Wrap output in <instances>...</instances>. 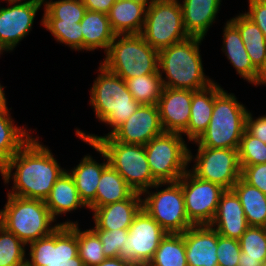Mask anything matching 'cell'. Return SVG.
<instances>
[{"label":"cell","mask_w":266,"mask_h":266,"mask_svg":"<svg viewBox=\"0 0 266 266\" xmlns=\"http://www.w3.org/2000/svg\"><path fill=\"white\" fill-rule=\"evenodd\" d=\"M105 54L100 64L123 80L158 71L159 52L141 34L116 35Z\"/></svg>","instance_id":"7"},{"label":"cell","mask_w":266,"mask_h":266,"mask_svg":"<svg viewBox=\"0 0 266 266\" xmlns=\"http://www.w3.org/2000/svg\"><path fill=\"white\" fill-rule=\"evenodd\" d=\"M163 132L157 105L141 104L109 137L126 144L145 145Z\"/></svg>","instance_id":"16"},{"label":"cell","mask_w":266,"mask_h":266,"mask_svg":"<svg viewBox=\"0 0 266 266\" xmlns=\"http://www.w3.org/2000/svg\"><path fill=\"white\" fill-rule=\"evenodd\" d=\"M135 193L110 165L102 172L95 196V208L126 200Z\"/></svg>","instance_id":"31"},{"label":"cell","mask_w":266,"mask_h":266,"mask_svg":"<svg viewBox=\"0 0 266 266\" xmlns=\"http://www.w3.org/2000/svg\"><path fill=\"white\" fill-rule=\"evenodd\" d=\"M239 242L241 254L238 266H264L266 261V227L249 226Z\"/></svg>","instance_id":"32"},{"label":"cell","mask_w":266,"mask_h":266,"mask_svg":"<svg viewBox=\"0 0 266 266\" xmlns=\"http://www.w3.org/2000/svg\"><path fill=\"white\" fill-rule=\"evenodd\" d=\"M0 225L28 245L52 234L61 222L52 217L45 201L7 194V202L0 210Z\"/></svg>","instance_id":"5"},{"label":"cell","mask_w":266,"mask_h":266,"mask_svg":"<svg viewBox=\"0 0 266 266\" xmlns=\"http://www.w3.org/2000/svg\"><path fill=\"white\" fill-rule=\"evenodd\" d=\"M99 73L90 88V105L96 118L111 127L104 136H109L118 126L125 122L139 107L129 92L125 80L107 70L102 64Z\"/></svg>","instance_id":"3"},{"label":"cell","mask_w":266,"mask_h":266,"mask_svg":"<svg viewBox=\"0 0 266 266\" xmlns=\"http://www.w3.org/2000/svg\"><path fill=\"white\" fill-rule=\"evenodd\" d=\"M107 15L116 35L141 34L146 7L131 0H116Z\"/></svg>","instance_id":"26"},{"label":"cell","mask_w":266,"mask_h":266,"mask_svg":"<svg viewBox=\"0 0 266 266\" xmlns=\"http://www.w3.org/2000/svg\"><path fill=\"white\" fill-rule=\"evenodd\" d=\"M30 132L15 126L8 107L0 109V168L31 139Z\"/></svg>","instance_id":"28"},{"label":"cell","mask_w":266,"mask_h":266,"mask_svg":"<svg viewBox=\"0 0 266 266\" xmlns=\"http://www.w3.org/2000/svg\"><path fill=\"white\" fill-rule=\"evenodd\" d=\"M182 185L185 210L192 225H210L222 193L221 185L199 179L187 170L178 180Z\"/></svg>","instance_id":"13"},{"label":"cell","mask_w":266,"mask_h":266,"mask_svg":"<svg viewBox=\"0 0 266 266\" xmlns=\"http://www.w3.org/2000/svg\"><path fill=\"white\" fill-rule=\"evenodd\" d=\"M81 140L91 146L96 152H99L103 157V162L98 163L89 154L85 155L79 164L69 172L74 179L81 200L88 207L89 211H93L95 209V196L98 183L103 170L109 165V162L106 154L95 143L86 141L85 139Z\"/></svg>","instance_id":"19"},{"label":"cell","mask_w":266,"mask_h":266,"mask_svg":"<svg viewBox=\"0 0 266 266\" xmlns=\"http://www.w3.org/2000/svg\"><path fill=\"white\" fill-rule=\"evenodd\" d=\"M249 110L234 93L223 90L215 99L207 129L193 143L197 147L238 149Z\"/></svg>","instance_id":"6"},{"label":"cell","mask_w":266,"mask_h":266,"mask_svg":"<svg viewBox=\"0 0 266 266\" xmlns=\"http://www.w3.org/2000/svg\"><path fill=\"white\" fill-rule=\"evenodd\" d=\"M188 266H218V232L210 225H192L183 232Z\"/></svg>","instance_id":"18"},{"label":"cell","mask_w":266,"mask_h":266,"mask_svg":"<svg viewBox=\"0 0 266 266\" xmlns=\"http://www.w3.org/2000/svg\"><path fill=\"white\" fill-rule=\"evenodd\" d=\"M246 131L266 144V114L254 119L249 111L246 117Z\"/></svg>","instance_id":"44"},{"label":"cell","mask_w":266,"mask_h":266,"mask_svg":"<svg viewBox=\"0 0 266 266\" xmlns=\"http://www.w3.org/2000/svg\"><path fill=\"white\" fill-rule=\"evenodd\" d=\"M27 246V266H84L78 255L77 223L60 225L49 236Z\"/></svg>","instance_id":"11"},{"label":"cell","mask_w":266,"mask_h":266,"mask_svg":"<svg viewBox=\"0 0 266 266\" xmlns=\"http://www.w3.org/2000/svg\"><path fill=\"white\" fill-rule=\"evenodd\" d=\"M86 10L108 14L116 0H81Z\"/></svg>","instance_id":"45"},{"label":"cell","mask_w":266,"mask_h":266,"mask_svg":"<svg viewBox=\"0 0 266 266\" xmlns=\"http://www.w3.org/2000/svg\"><path fill=\"white\" fill-rule=\"evenodd\" d=\"M15 234L0 225V266L26 265V247Z\"/></svg>","instance_id":"38"},{"label":"cell","mask_w":266,"mask_h":266,"mask_svg":"<svg viewBox=\"0 0 266 266\" xmlns=\"http://www.w3.org/2000/svg\"><path fill=\"white\" fill-rule=\"evenodd\" d=\"M163 186L165 188L159 189ZM152 188L156 191H149ZM141 195H145L142 197V208L167 233H183L192 226L186 214L182 185L179 181L156 183Z\"/></svg>","instance_id":"10"},{"label":"cell","mask_w":266,"mask_h":266,"mask_svg":"<svg viewBox=\"0 0 266 266\" xmlns=\"http://www.w3.org/2000/svg\"><path fill=\"white\" fill-rule=\"evenodd\" d=\"M40 25L44 26L57 42L65 44L72 50L83 51V35L80 23L41 19Z\"/></svg>","instance_id":"37"},{"label":"cell","mask_w":266,"mask_h":266,"mask_svg":"<svg viewBox=\"0 0 266 266\" xmlns=\"http://www.w3.org/2000/svg\"><path fill=\"white\" fill-rule=\"evenodd\" d=\"M8 52L9 50L6 48V46L0 41V55L3 54V52Z\"/></svg>","instance_id":"51"},{"label":"cell","mask_w":266,"mask_h":266,"mask_svg":"<svg viewBox=\"0 0 266 266\" xmlns=\"http://www.w3.org/2000/svg\"><path fill=\"white\" fill-rule=\"evenodd\" d=\"M41 143L38 135L36 138L33 135L0 168L4 183L8 184L11 179L13 181L12 189L7 194L45 201L56 180L66 171L51 150Z\"/></svg>","instance_id":"1"},{"label":"cell","mask_w":266,"mask_h":266,"mask_svg":"<svg viewBox=\"0 0 266 266\" xmlns=\"http://www.w3.org/2000/svg\"><path fill=\"white\" fill-rule=\"evenodd\" d=\"M125 83L134 100L140 104L157 105L164 89L159 70L154 74L125 79Z\"/></svg>","instance_id":"34"},{"label":"cell","mask_w":266,"mask_h":266,"mask_svg":"<svg viewBox=\"0 0 266 266\" xmlns=\"http://www.w3.org/2000/svg\"><path fill=\"white\" fill-rule=\"evenodd\" d=\"M223 90L216 82L204 89L192 90L190 119L186 130L182 133L187 136L188 142L196 141L207 129L213 112L214 99Z\"/></svg>","instance_id":"22"},{"label":"cell","mask_w":266,"mask_h":266,"mask_svg":"<svg viewBox=\"0 0 266 266\" xmlns=\"http://www.w3.org/2000/svg\"><path fill=\"white\" fill-rule=\"evenodd\" d=\"M74 223H77L78 255L84 266H95L100 264L106 257L99 236L92 228L82 231L78 221L73 222L72 220H67L62 222L61 225H70Z\"/></svg>","instance_id":"35"},{"label":"cell","mask_w":266,"mask_h":266,"mask_svg":"<svg viewBox=\"0 0 266 266\" xmlns=\"http://www.w3.org/2000/svg\"><path fill=\"white\" fill-rule=\"evenodd\" d=\"M241 169L244 166L266 163V144L250 135L246 130L238 148Z\"/></svg>","instance_id":"39"},{"label":"cell","mask_w":266,"mask_h":266,"mask_svg":"<svg viewBox=\"0 0 266 266\" xmlns=\"http://www.w3.org/2000/svg\"><path fill=\"white\" fill-rule=\"evenodd\" d=\"M241 178L266 194V163L244 166L241 169Z\"/></svg>","instance_id":"42"},{"label":"cell","mask_w":266,"mask_h":266,"mask_svg":"<svg viewBox=\"0 0 266 266\" xmlns=\"http://www.w3.org/2000/svg\"><path fill=\"white\" fill-rule=\"evenodd\" d=\"M224 25L221 50L225 53L234 69H236V73L248 83L254 84L258 70L253 66L246 52L238 28L230 20H227Z\"/></svg>","instance_id":"24"},{"label":"cell","mask_w":266,"mask_h":266,"mask_svg":"<svg viewBox=\"0 0 266 266\" xmlns=\"http://www.w3.org/2000/svg\"><path fill=\"white\" fill-rule=\"evenodd\" d=\"M7 107V99L5 97L4 86L0 83V109Z\"/></svg>","instance_id":"48"},{"label":"cell","mask_w":266,"mask_h":266,"mask_svg":"<svg viewBox=\"0 0 266 266\" xmlns=\"http://www.w3.org/2000/svg\"><path fill=\"white\" fill-rule=\"evenodd\" d=\"M144 40L158 52L189 38L183 25L179 0H153L146 8L141 32Z\"/></svg>","instance_id":"9"},{"label":"cell","mask_w":266,"mask_h":266,"mask_svg":"<svg viewBox=\"0 0 266 266\" xmlns=\"http://www.w3.org/2000/svg\"><path fill=\"white\" fill-rule=\"evenodd\" d=\"M167 232L142 208L128 228L120 257L133 266H147Z\"/></svg>","instance_id":"14"},{"label":"cell","mask_w":266,"mask_h":266,"mask_svg":"<svg viewBox=\"0 0 266 266\" xmlns=\"http://www.w3.org/2000/svg\"><path fill=\"white\" fill-rule=\"evenodd\" d=\"M14 1H23V2H26V0H14ZM45 1L46 0H27V2H35V3H38V4H42V5L45 4Z\"/></svg>","instance_id":"50"},{"label":"cell","mask_w":266,"mask_h":266,"mask_svg":"<svg viewBox=\"0 0 266 266\" xmlns=\"http://www.w3.org/2000/svg\"><path fill=\"white\" fill-rule=\"evenodd\" d=\"M260 86L266 85V61L264 62L263 66L259 69L257 79L253 86Z\"/></svg>","instance_id":"47"},{"label":"cell","mask_w":266,"mask_h":266,"mask_svg":"<svg viewBox=\"0 0 266 266\" xmlns=\"http://www.w3.org/2000/svg\"><path fill=\"white\" fill-rule=\"evenodd\" d=\"M66 170L55 182L51 192L45 199V204L52 217L56 220L58 216L72 212L78 208H88L81 200L73 177ZM57 217V218H56Z\"/></svg>","instance_id":"25"},{"label":"cell","mask_w":266,"mask_h":266,"mask_svg":"<svg viewBox=\"0 0 266 266\" xmlns=\"http://www.w3.org/2000/svg\"><path fill=\"white\" fill-rule=\"evenodd\" d=\"M131 1L143 4L146 8L153 2V0H131Z\"/></svg>","instance_id":"49"},{"label":"cell","mask_w":266,"mask_h":266,"mask_svg":"<svg viewBox=\"0 0 266 266\" xmlns=\"http://www.w3.org/2000/svg\"><path fill=\"white\" fill-rule=\"evenodd\" d=\"M182 134L163 132L144 145L152 176L158 183L177 182L188 170L189 148Z\"/></svg>","instance_id":"8"},{"label":"cell","mask_w":266,"mask_h":266,"mask_svg":"<svg viewBox=\"0 0 266 266\" xmlns=\"http://www.w3.org/2000/svg\"><path fill=\"white\" fill-rule=\"evenodd\" d=\"M92 229L97 233L102 242L105 257H120L122 246L127 242L128 229L99 230L95 225Z\"/></svg>","instance_id":"40"},{"label":"cell","mask_w":266,"mask_h":266,"mask_svg":"<svg viewBox=\"0 0 266 266\" xmlns=\"http://www.w3.org/2000/svg\"><path fill=\"white\" fill-rule=\"evenodd\" d=\"M192 90L164 87L157 107L164 132L182 134L191 114Z\"/></svg>","instance_id":"17"},{"label":"cell","mask_w":266,"mask_h":266,"mask_svg":"<svg viewBox=\"0 0 266 266\" xmlns=\"http://www.w3.org/2000/svg\"><path fill=\"white\" fill-rule=\"evenodd\" d=\"M141 196V193L135 192L126 200L95 208L92 211L95 226L108 231L128 229L142 209Z\"/></svg>","instance_id":"21"},{"label":"cell","mask_w":266,"mask_h":266,"mask_svg":"<svg viewBox=\"0 0 266 266\" xmlns=\"http://www.w3.org/2000/svg\"><path fill=\"white\" fill-rule=\"evenodd\" d=\"M245 212L249 226L266 227V194L241 177L232 187Z\"/></svg>","instance_id":"30"},{"label":"cell","mask_w":266,"mask_h":266,"mask_svg":"<svg viewBox=\"0 0 266 266\" xmlns=\"http://www.w3.org/2000/svg\"><path fill=\"white\" fill-rule=\"evenodd\" d=\"M210 226L220 236L237 240L249 227L239 198L232 189H226L222 193Z\"/></svg>","instance_id":"20"},{"label":"cell","mask_w":266,"mask_h":266,"mask_svg":"<svg viewBox=\"0 0 266 266\" xmlns=\"http://www.w3.org/2000/svg\"><path fill=\"white\" fill-rule=\"evenodd\" d=\"M95 266H133L129 261L121 257L105 258L100 264Z\"/></svg>","instance_id":"46"},{"label":"cell","mask_w":266,"mask_h":266,"mask_svg":"<svg viewBox=\"0 0 266 266\" xmlns=\"http://www.w3.org/2000/svg\"><path fill=\"white\" fill-rule=\"evenodd\" d=\"M248 11L244 14L262 31L266 38V0H248Z\"/></svg>","instance_id":"43"},{"label":"cell","mask_w":266,"mask_h":266,"mask_svg":"<svg viewBox=\"0 0 266 266\" xmlns=\"http://www.w3.org/2000/svg\"><path fill=\"white\" fill-rule=\"evenodd\" d=\"M202 41L189 37L159 51L158 70L164 87L197 91L215 82L203 70L199 49Z\"/></svg>","instance_id":"2"},{"label":"cell","mask_w":266,"mask_h":266,"mask_svg":"<svg viewBox=\"0 0 266 266\" xmlns=\"http://www.w3.org/2000/svg\"><path fill=\"white\" fill-rule=\"evenodd\" d=\"M83 35V50L103 49L106 53L116 34L111 28L108 15L86 10L80 22Z\"/></svg>","instance_id":"27"},{"label":"cell","mask_w":266,"mask_h":266,"mask_svg":"<svg viewBox=\"0 0 266 266\" xmlns=\"http://www.w3.org/2000/svg\"><path fill=\"white\" fill-rule=\"evenodd\" d=\"M216 254L218 256V266H238L241 254L239 240L226 238L218 234Z\"/></svg>","instance_id":"41"},{"label":"cell","mask_w":266,"mask_h":266,"mask_svg":"<svg viewBox=\"0 0 266 266\" xmlns=\"http://www.w3.org/2000/svg\"><path fill=\"white\" fill-rule=\"evenodd\" d=\"M230 21L238 28L247 54L253 66L259 71L266 61V38L258 26L244 13H239Z\"/></svg>","instance_id":"29"},{"label":"cell","mask_w":266,"mask_h":266,"mask_svg":"<svg viewBox=\"0 0 266 266\" xmlns=\"http://www.w3.org/2000/svg\"><path fill=\"white\" fill-rule=\"evenodd\" d=\"M42 20H62L80 23L86 12L81 0H46Z\"/></svg>","instance_id":"36"},{"label":"cell","mask_w":266,"mask_h":266,"mask_svg":"<svg viewBox=\"0 0 266 266\" xmlns=\"http://www.w3.org/2000/svg\"><path fill=\"white\" fill-rule=\"evenodd\" d=\"M147 266H188L183 233H167Z\"/></svg>","instance_id":"33"},{"label":"cell","mask_w":266,"mask_h":266,"mask_svg":"<svg viewBox=\"0 0 266 266\" xmlns=\"http://www.w3.org/2000/svg\"><path fill=\"white\" fill-rule=\"evenodd\" d=\"M222 0H183V25L189 37L205 39L209 28L215 23Z\"/></svg>","instance_id":"23"},{"label":"cell","mask_w":266,"mask_h":266,"mask_svg":"<svg viewBox=\"0 0 266 266\" xmlns=\"http://www.w3.org/2000/svg\"><path fill=\"white\" fill-rule=\"evenodd\" d=\"M75 132L79 139L95 143L106 154L109 165L135 192L142 193L158 183L152 176L144 145L118 142L109 136L86 133L78 128Z\"/></svg>","instance_id":"4"},{"label":"cell","mask_w":266,"mask_h":266,"mask_svg":"<svg viewBox=\"0 0 266 266\" xmlns=\"http://www.w3.org/2000/svg\"><path fill=\"white\" fill-rule=\"evenodd\" d=\"M6 3L7 7H0V41L12 52L29 35L37 12L44 5L14 0Z\"/></svg>","instance_id":"15"},{"label":"cell","mask_w":266,"mask_h":266,"mask_svg":"<svg viewBox=\"0 0 266 266\" xmlns=\"http://www.w3.org/2000/svg\"><path fill=\"white\" fill-rule=\"evenodd\" d=\"M192 154L189 149V163L195 164L188 170L199 179L232 189L241 177L238 149L198 147Z\"/></svg>","instance_id":"12"}]
</instances>
